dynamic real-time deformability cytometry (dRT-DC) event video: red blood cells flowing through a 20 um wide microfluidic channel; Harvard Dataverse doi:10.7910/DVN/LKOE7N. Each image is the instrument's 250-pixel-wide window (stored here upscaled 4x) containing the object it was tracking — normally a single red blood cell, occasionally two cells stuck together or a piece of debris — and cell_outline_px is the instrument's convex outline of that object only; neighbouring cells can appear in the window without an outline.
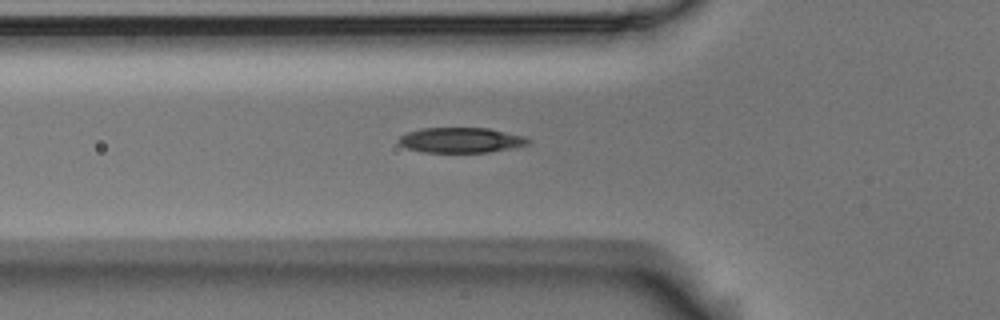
{"species": "Egyptian fruit bat (a non-hibernating species)", "species_latin": "Rousettus aegyptiacus", "temperature_condition": "room temperature", "stored_images_in_passage": 6, "camera_frame_rate_fps": 3000, "um_per_image_px": 0.085, "animal": {"sex": "male"}, "frame": {"image": 1, "passage_image": 6, "time_ms": 1.667, "image_size_px": [1000, 320], "cell_outline_px": [[532, 140], [528, 144], [512, 148], [488, 152], [424, 152], [408, 148], [400, 144], [396, 140], [400, 136], [408, 132], [420, 128], [488, 128], [528, 136]], "centroid_in_image_um": [39.22, 11.9], "position_along_channel_um": 86.6, "area_um2": 19.13}}